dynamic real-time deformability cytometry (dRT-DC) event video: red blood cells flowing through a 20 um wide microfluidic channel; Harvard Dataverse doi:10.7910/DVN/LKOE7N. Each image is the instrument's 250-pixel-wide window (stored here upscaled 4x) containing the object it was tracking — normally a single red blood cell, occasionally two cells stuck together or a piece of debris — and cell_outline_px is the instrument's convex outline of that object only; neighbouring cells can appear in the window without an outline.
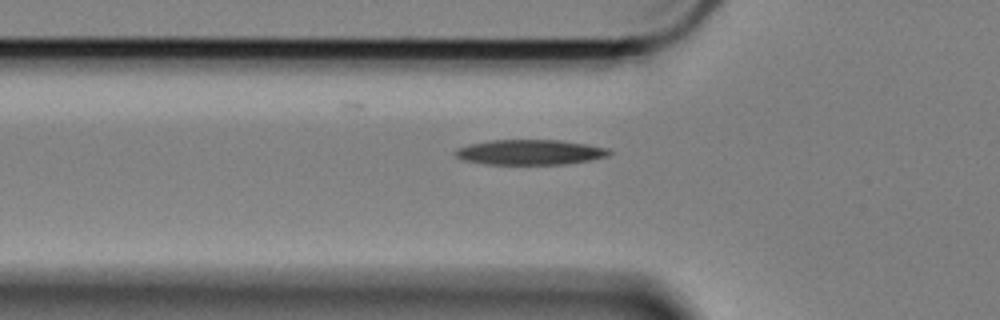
{"species": "Egyptian fruit bat (a non-hibernating species)", "species_latin": "Rousettus aegyptiacus", "temperature_condition": "cold", "stored_images_in_passage": 36, "camera_frame_rate_fps": 3000, "um_per_image_px": 0.085, "animal": {"sex": "female"}, "frame": {"image": 1, "passage_image": 2, "time_ms": 0.333, "image_size_px": [1000, 320], "cell_outline_px": [[612, 152], [608, 156], [588, 160], [564, 164], [484, 164], [460, 160], [452, 152], [456, 148], [468, 144], [492, 140], [560, 140], [588, 144], [608, 148]], "centroid_in_image_um": [44.99, 12.93], "position_along_channel_um": 80.8, "area_um2": 22.72}}
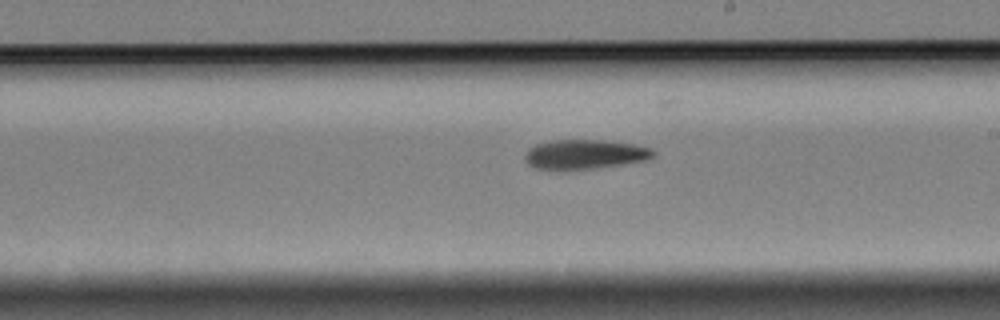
{"frame": {"image": 2, "passage_image": 16, "time_ms": 5.0, "image_size_px": [1000, 320], "cell_outline_px": [[656, 156], [648, 160], [624, 164], [596, 168], [536, 168], [528, 164], [524, 156], [528, 148], [536, 144], [552, 140], [600, 140], [636, 144], [652, 148], [656, 152]], "centroid_in_image_um": [49.79, 13.09], "position_along_channel_um": 239.2, "area_um2": 21.91}}
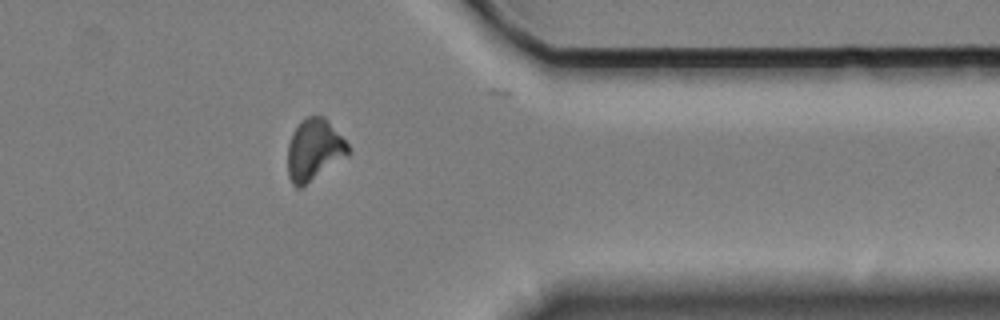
{"frame": {"image": 3, "passage_image": 30, "time_ms": 9.667, "image_size_px": [1000, 320], "cell_outline_px": [[352, 152], [348, 156], [300, 188], [296, 188], [292, 184], [288, 176], [288, 144], [292, 132], [300, 120], [308, 116], [324, 116], [328, 120], [352, 148]], "centroid_in_image_um": [26.72, 12.72], "position_along_channel_um": 384.7, "area_um2": 21.96}, "authors_computed_cell_mechanics": {"area_um2": 21.9351, "velocity_mm_per_s": 3.3788, "shape_relaxation_time_tau1_ms": 5.2345, "shape_relaxation_time_tau2_ms": null, "deformation_change_tau1": 0.1539, "deformation_change_tau2": null}}